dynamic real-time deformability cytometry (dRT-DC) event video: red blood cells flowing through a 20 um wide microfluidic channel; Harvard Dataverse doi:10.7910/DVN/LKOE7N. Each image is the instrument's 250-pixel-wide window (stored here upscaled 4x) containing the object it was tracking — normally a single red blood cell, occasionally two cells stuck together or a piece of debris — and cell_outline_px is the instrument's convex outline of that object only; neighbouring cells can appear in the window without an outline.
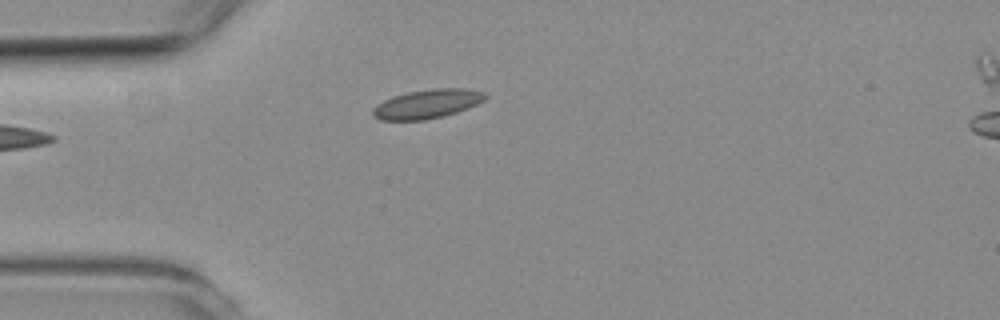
{"species": "common noctule bat (a hibernating species)", "species_latin": "Nyctalus noctula", "temperature_condition": "room temperature", "stored_images_in_passage": 1, "camera_frame_rate_fps": 3000, "um_per_image_px": 0.085, "animal": {"sex": "female", "body_mass_g": 19.3, "forearm_length_mm": 54.1}, "frame": {"image": 1, "passage_image": 1, "time_ms": 0.0, "image_size_px": [1000, 320], "cell_outline_px": [[488, 96], [484, 100], [468, 108], [444, 116], [424, 120], [380, 120], [372, 116], [372, 108], [376, 104], [392, 96], [408, 92], [432, 88], [464, 88], [484, 92]], "centroid_in_image_um": [36.29, 8.83], "position_along_channel_um": 48.7, "area_um2": 19.13}}